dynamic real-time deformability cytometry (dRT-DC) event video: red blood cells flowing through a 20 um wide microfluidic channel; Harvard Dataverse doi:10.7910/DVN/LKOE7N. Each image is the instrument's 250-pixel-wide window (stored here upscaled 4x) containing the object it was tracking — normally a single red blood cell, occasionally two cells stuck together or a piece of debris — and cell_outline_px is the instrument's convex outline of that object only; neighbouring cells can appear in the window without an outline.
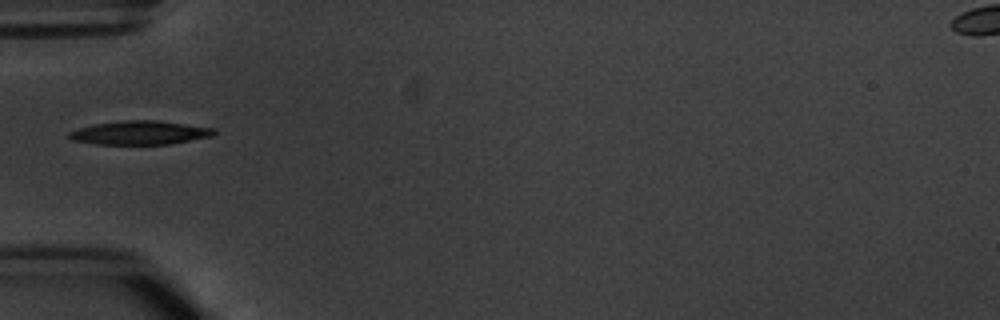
{"species": "common noctule bat (a hibernating species)", "species_latin": "Nyctalus noctula", "temperature_condition": "warm", "stored_images_in_passage": 1, "camera_frame_rate_fps": 3000, "um_per_image_px": 0.085, "animal": {"sex": "male", "body_mass_g": 20.1, "forearm_length_mm": 53.5}, "frame": {"image": 1, "passage_image": 1, "time_ms": 0.0, "image_size_px": [1000, 320], "cell_outline_px": [[216, 132], [212, 136], [168, 144], [96, 144], [72, 140], [68, 136], [68, 132], [80, 128], [96, 124], [124, 120], [156, 120], [216, 128]], "centroid_in_image_um": [11.9, 11.28], "position_along_channel_um": 73.1, "area_um2": 19.88}}